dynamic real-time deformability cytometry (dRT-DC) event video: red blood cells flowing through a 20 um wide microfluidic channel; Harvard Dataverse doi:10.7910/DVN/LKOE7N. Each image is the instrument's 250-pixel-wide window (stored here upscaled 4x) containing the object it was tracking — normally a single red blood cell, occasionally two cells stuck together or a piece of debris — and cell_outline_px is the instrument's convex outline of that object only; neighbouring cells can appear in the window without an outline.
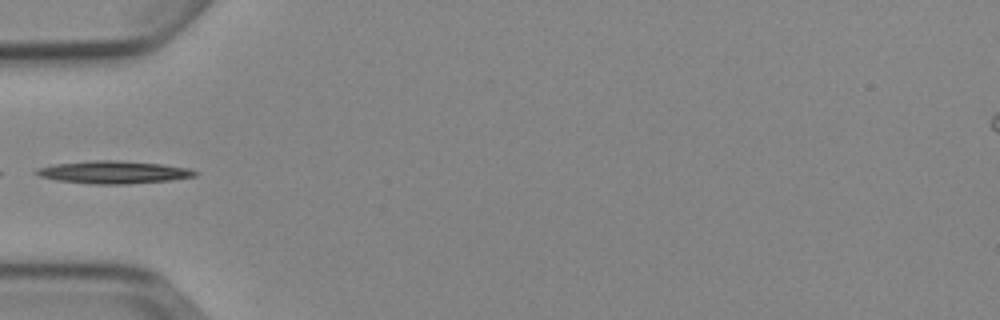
{"species": "Egyptian fruit bat (a non-hibernating species)", "species_latin": "Rousettus aegyptiacus", "temperature_condition": "cold", "stored_images_in_passage": 5, "segment_of_instrument_passage": [2, 2], "camera_frame_rate_fps": 3000, "um_per_image_px": 0.085, "animal": {"sex": "female"}, "frame": {"image": 1, "passage_image": 4, "time_ms": 3.667, "image_size_px": [1000, 320], "cell_outline_px": [[200, 172], [196, 176], [168, 180], [124, 184], [96, 184], [56, 180], [40, 176], [32, 172], [36, 168], [52, 164], [92, 160], [120, 160], [160, 164], [188, 168]], "centroid_in_image_um": [9.61, 14.63], "position_along_channel_um": 75.4, "area_um2": 20.92}}
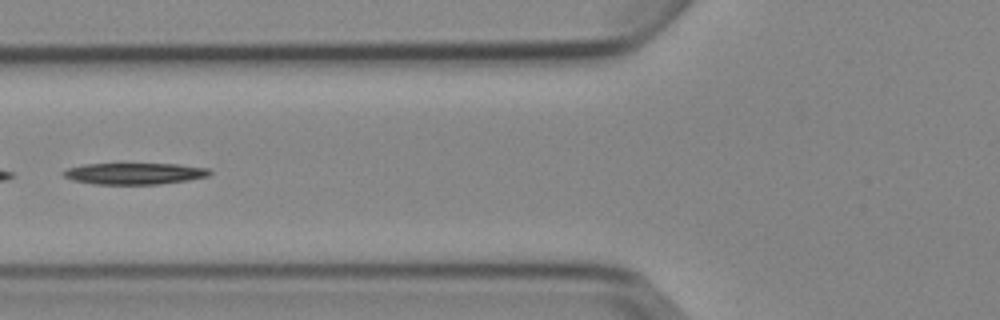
{"frame": {"image": 2, "passage_image": 5, "time_ms": 4.667, "image_size_px": [1000, 320], "cell_outline_px": [[212, 172], [208, 176], [188, 180], [160, 184], [96, 184], [72, 180], [64, 176], [60, 172], [68, 168], [84, 164], [176, 164], [208, 168]], "centroid_in_image_um": [11.42, 14.75], "position_along_channel_um": 114.4, "area_um2": 18.21}}